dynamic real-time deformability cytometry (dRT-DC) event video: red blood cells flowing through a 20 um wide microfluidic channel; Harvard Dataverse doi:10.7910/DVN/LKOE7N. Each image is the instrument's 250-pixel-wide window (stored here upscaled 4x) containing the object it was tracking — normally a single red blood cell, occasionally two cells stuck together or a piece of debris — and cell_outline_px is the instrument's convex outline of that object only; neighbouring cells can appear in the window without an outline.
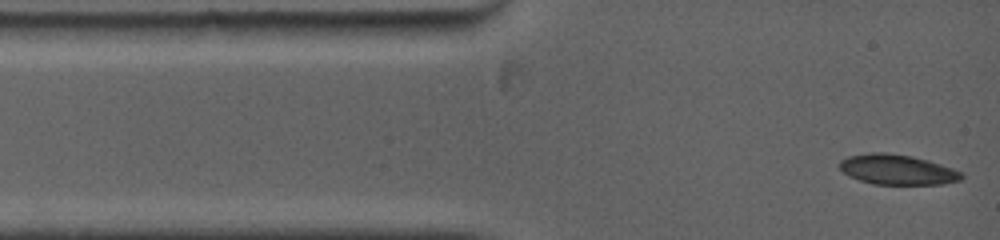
{"species": "common noctule bat (a hibernating species)", "species_latin": "Nyctalus noctula", "temperature_condition": "warm", "stored_images_in_passage": 6, "camera_frame_rate_fps": 5000, "um_per_image_px": 0.085, "animal": {"sex": "female", "body_mass_g": 19.0, "forearm_length_mm": 53.3}, "frame": {"image": 1, "passage_image": 1, "time_ms": 0.0, "image_size_px": [1000, 240], "cell_outline_px": [[964, 176], [960, 180], [944, 184], [872, 184], [848, 176], [840, 168], [840, 160], [848, 156], [872, 152], [884, 152], [912, 156], [928, 160], [964, 172]], "centroid_in_image_um": [76.29, 14.41], "position_along_channel_um": 8.7, "area_um2": 21.44}}
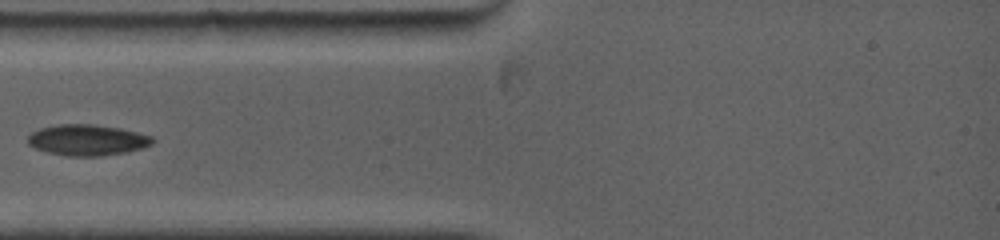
{"frame": {"image": 2, "passage_image": 4, "time_ms": 2.8, "image_size_px": [1000, 240], "cell_outline_px": [[156, 140], [152, 144], [128, 152], [100, 156], [68, 156], [48, 152], [36, 148], [28, 144], [28, 136], [32, 132], [40, 128], [56, 124], [92, 124], [120, 128], [152, 136]], "centroid_in_image_um": [7.43, 11.9], "position_along_channel_um": 77.6, "area_um2": 22.48}}
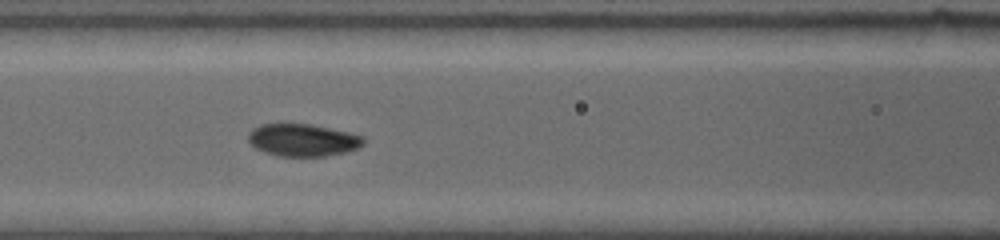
{"frame": {"image": 3, "passage_image": 6, "time_ms": 4.4, "image_size_px": [1000, 240], "cell_outline_px": [[364, 144], [348, 152], [328, 156], [276, 156], [264, 152], [256, 148], [248, 140], [248, 132], [252, 128], [260, 124], [312, 124], [348, 132], [364, 136]], "centroid_in_image_um": [25.73, 11.91], "position_along_channel_um": 140.9, "area_um2": 21.91}}